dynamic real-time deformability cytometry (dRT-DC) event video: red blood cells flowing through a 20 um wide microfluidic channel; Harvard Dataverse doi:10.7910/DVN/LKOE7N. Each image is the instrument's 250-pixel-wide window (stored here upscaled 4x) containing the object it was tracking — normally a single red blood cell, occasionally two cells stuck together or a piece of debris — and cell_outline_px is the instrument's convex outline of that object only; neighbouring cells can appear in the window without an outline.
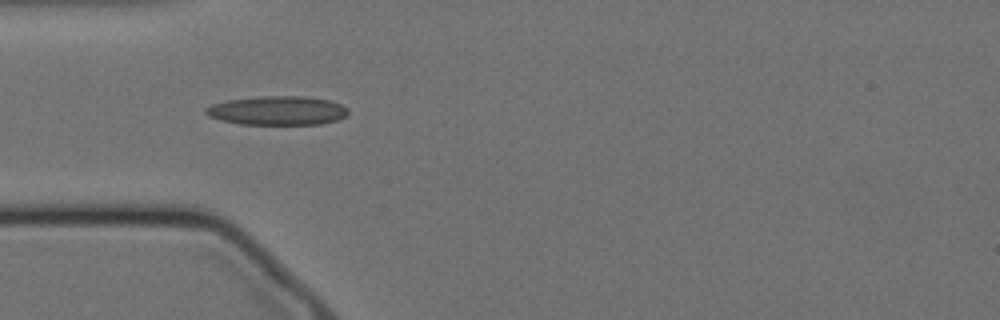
{"species": "Egyptian fruit bat (a non-hibernating species)", "species_latin": "Rousettus aegyptiacus", "temperature_condition": "cold", "stored_images_in_passage": 42, "camera_frame_rate_fps": 3000, "um_per_image_px": 0.085, "animal": {"sex": "female"}, "frame": {"image": 1, "passage_image": 1, "time_ms": 0.0, "image_size_px": [1000, 320], "cell_outline_px": [[348, 112], [344, 116], [336, 120], [320, 124], [240, 124], [220, 120], [208, 116], [204, 112], [204, 108], [212, 104], [228, 100], [264, 96], [304, 96], [328, 100], [340, 104], [348, 108]], "centroid_in_image_um": [23.55, 9.4], "position_along_channel_um": 61.5, "area_um2": 23.93}}
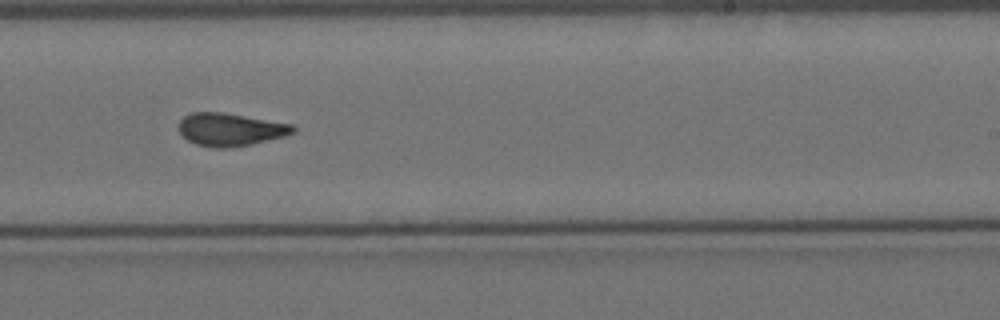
{"frame": {"image": 2, "passage_image": 19, "time_ms": 6.0, "image_size_px": [1000, 320], "cell_outline_px": [[296, 132], [284, 136], [252, 144], [224, 148], [216, 148], [196, 144], [188, 140], [180, 132], [180, 120], [184, 116], [192, 112], [224, 112], [292, 124], [296, 128]], "centroid_in_image_um": [19.6, 11.0], "position_along_channel_um": 269.4, "area_um2": 21.73}}
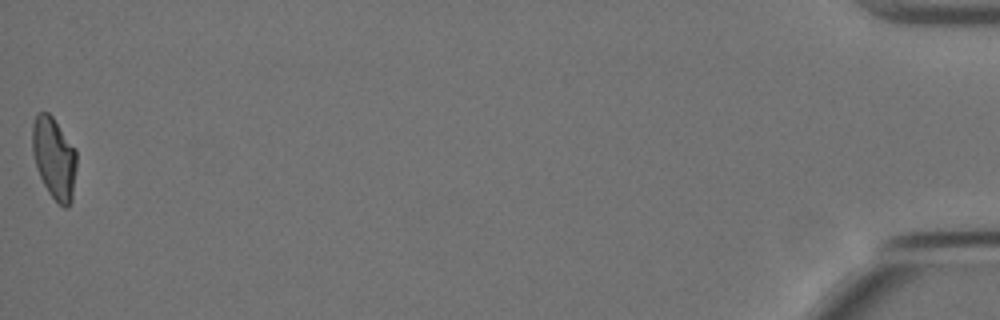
{"frame": {"image": 3, "passage_image": 42, "time_ms": 13.667, "image_size_px": [1000, 320], "cell_outline_px": [[76, 168], [72, 200], [68, 208], [64, 208], [48, 192], [36, 168], [32, 152], [32, 124], [36, 112], [48, 112], [52, 116], [76, 148]], "centroid_in_image_um": [4.6, 13.41], "position_along_channel_um": 430.6, "area_um2": 21.27}, "authors_computed_cell_mechanics": {"area_um2": 21.5594, "velocity_mm_per_s": 3.4689, "shape_relaxation_time_tau1_ms": null, "shape_relaxation_time_tau2_ms": 1.8286, "deformation_change_tau1": null, "deformation_change_tau2": 0.0842}}